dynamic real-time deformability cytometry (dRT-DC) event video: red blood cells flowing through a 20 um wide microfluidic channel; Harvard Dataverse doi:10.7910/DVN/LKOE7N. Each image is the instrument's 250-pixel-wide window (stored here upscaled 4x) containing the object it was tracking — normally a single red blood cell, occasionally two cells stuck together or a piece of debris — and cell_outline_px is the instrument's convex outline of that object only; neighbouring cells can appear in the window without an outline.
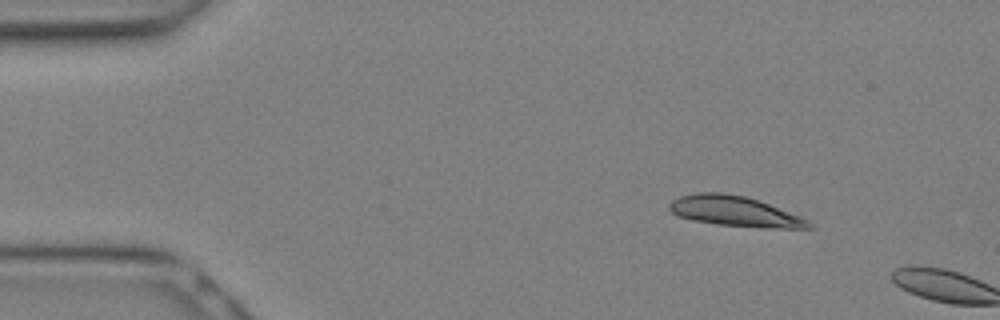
{"species": "Egyptian fruit bat (a non-hibernating species)", "species_latin": "Rousettus aegyptiacus", "temperature_condition": "warm", "stored_images_in_passage": 3, "camera_frame_rate_fps": 3000, "um_per_image_px": 0.085, "animal": {"sex": "female"}, "frame": {"image": 1, "passage_image": 1, "time_ms": 0.0, "image_size_px": [1000, 320], "cell_outline_px": [[816, 228], [760, 228], [716, 224], [692, 220], [676, 216], [668, 208], [668, 204], [672, 200], [680, 196], [696, 192], [720, 192], [744, 196], [768, 204], [800, 216], [808, 220]], "centroid_in_image_um": [62.42, 17.97], "position_along_channel_um": 22.6, "area_um2": 24.62}}